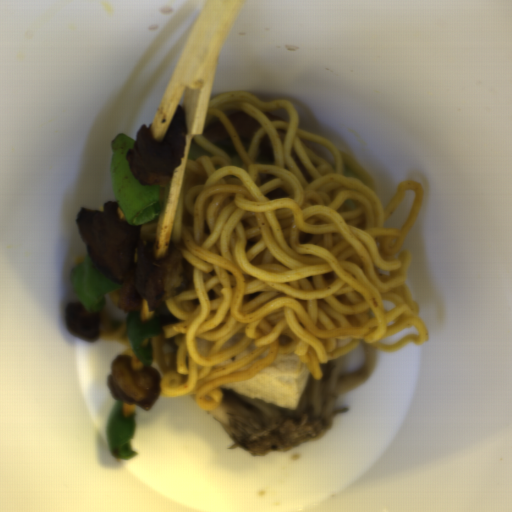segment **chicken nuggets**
<instances>
[{"label": "chicken nuggets", "mask_w": 512, "mask_h": 512, "mask_svg": "<svg viewBox=\"0 0 512 512\" xmlns=\"http://www.w3.org/2000/svg\"><path fill=\"white\" fill-rule=\"evenodd\" d=\"M187 138L188 126L182 105H177L159 141L153 137L151 124L143 123L126 154L132 177L142 187H165L171 182L174 170L181 164Z\"/></svg>", "instance_id": "obj_2"}, {"label": "chicken nuggets", "mask_w": 512, "mask_h": 512, "mask_svg": "<svg viewBox=\"0 0 512 512\" xmlns=\"http://www.w3.org/2000/svg\"><path fill=\"white\" fill-rule=\"evenodd\" d=\"M107 380L114 399L148 412L160 393V371L152 365L144 366L138 357L117 355L112 359Z\"/></svg>", "instance_id": "obj_3"}, {"label": "chicken nuggets", "mask_w": 512, "mask_h": 512, "mask_svg": "<svg viewBox=\"0 0 512 512\" xmlns=\"http://www.w3.org/2000/svg\"><path fill=\"white\" fill-rule=\"evenodd\" d=\"M102 313L86 309L78 300L65 306V321L71 335L84 341H96L100 336Z\"/></svg>", "instance_id": "obj_4"}, {"label": "chicken nuggets", "mask_w": 512, "mask_h": 512, "mask_svg": "<svg viewBox=\"0 0 512 512\" xmlns=\"http://www.w3.org/2000/svg\"><path fill=\"white\" fill-rule=\"evenodd\" d=\"M76 223L94 267L121 286L117 309L138 311L146 300L154 310L187 289L182 253L172 242L167 255L156 259L150 241L141 238V223L130 224L118 200L105 201L102 210L80 207Z\"/></svg>", "instance_id": "obj_1"}]
</instances>
